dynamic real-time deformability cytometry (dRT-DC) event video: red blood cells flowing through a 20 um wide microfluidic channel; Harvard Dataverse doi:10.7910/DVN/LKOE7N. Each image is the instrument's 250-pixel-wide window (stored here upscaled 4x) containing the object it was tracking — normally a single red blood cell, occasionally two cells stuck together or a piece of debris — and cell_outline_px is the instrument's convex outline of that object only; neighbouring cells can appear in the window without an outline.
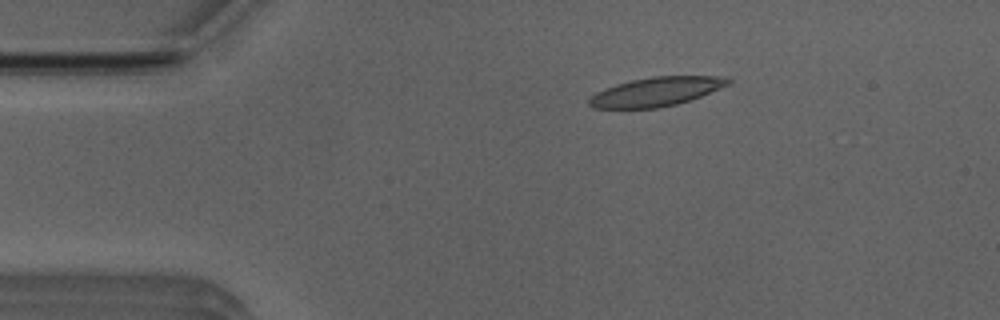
{"species": "Egyptian fruit bat (a non-hibernating species)", "species_latin": "Rousettus aegyptiacus", "temperature_condition": "room temperature", "stored_images_in_passage": 35, "camera_frame_rate_fps": 3000, "um_per_image_px": 0.085, "animal": {"sex": "male"}, "frame": {"image": 1, "passage_image": 2, "time_ms": 0.333, "image_size_px": [1000, 320], "cell_outline_px": [[732, 80], [728, 84], [700, 96], [676, 104], [656, 108], [592, 108], [588, 104], [588, 100], [596, 92], [604, 88], [616, 84], [632, 80], [652, 76], [728, 76]], "centroid_in_image_um": [55.75, 7.78], "position_along_channel_um": 29.3, "area_um2": 23.29}}
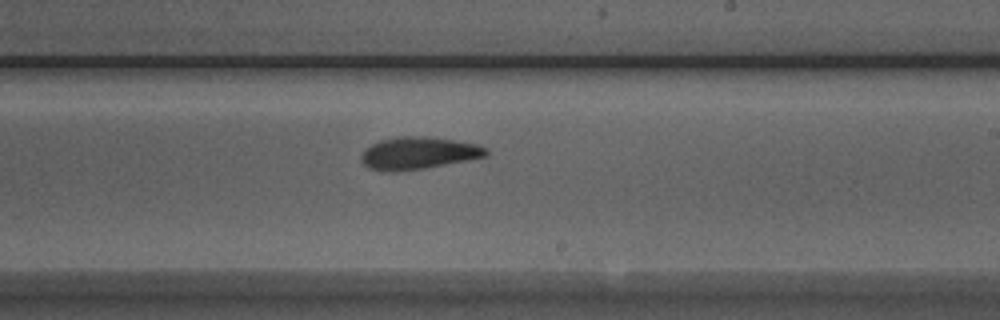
{"frame": {"image": 2, "passage_image": 23, "time_ms": 7.333, "image_size_px": [1000, 320], "cell_outline_px": [[488, 156], [424, 168], [396, 172], [384, 172], [368, 168], [360, 160], [360, 156], [364, 148], [380, 140], [396, 136], [420, 136], [452, 140], [476, 144], [488, 148]], "centroid_in_image_um": [35.5, 13.02], "position_along_channel_um": 253.5, "area_um2": 23.58}}
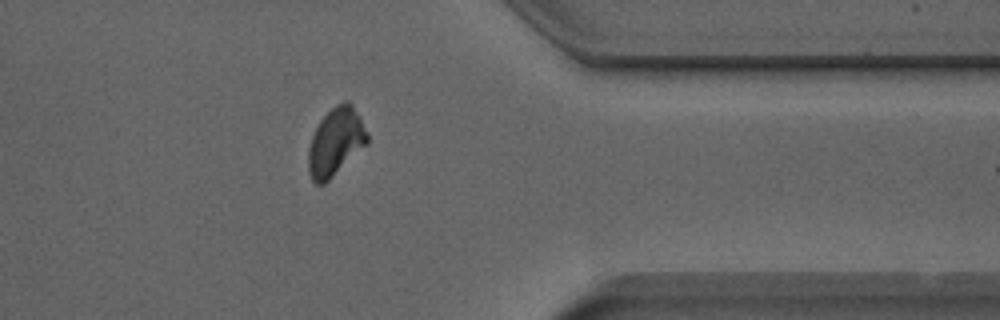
{"frame": {"image": 3, "passage_image": 34, "time_ms": 11.0, "image_size_px": [1000, 320], "cell_outline_px": [[368, 144], [324, 184], [316, 184], [312, 180], [308, 172], [308, 152], [312, 136], [320, 120], [336, 104], [344, 100], [348, 100], [352, 104], [360, 116], [368, 132]], "centroid_in_image_um": [28.55, 12.05], "position_along_channel_um": 382.9, "area_um2": 23.35}}